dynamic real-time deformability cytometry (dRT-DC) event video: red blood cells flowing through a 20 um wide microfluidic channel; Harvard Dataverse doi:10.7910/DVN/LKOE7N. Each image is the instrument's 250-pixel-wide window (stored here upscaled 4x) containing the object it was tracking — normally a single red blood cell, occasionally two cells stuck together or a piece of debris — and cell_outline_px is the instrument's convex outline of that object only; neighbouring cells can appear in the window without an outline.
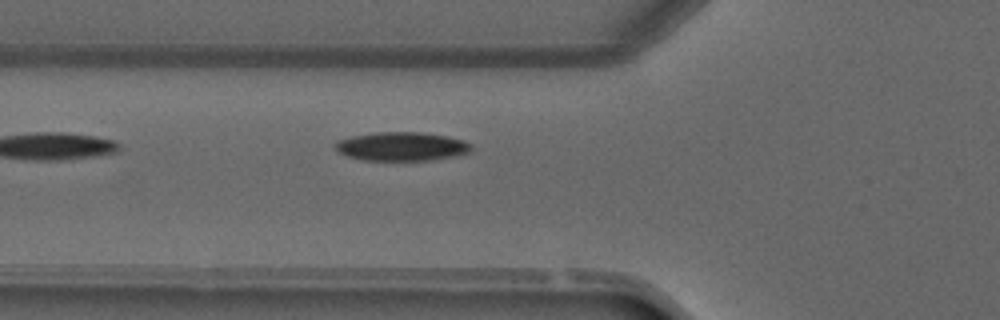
{"species": "common noctule bat (a hibernating species)", "species_latin": "Nyctalus noctula", "temperature_condition": "warm", "stored_images_in_passage": 5, "camera_frame_rate_fps": 3000, "um_per_image_px": 0.085, "animal": {"sex": "male", "forearm_length_mm": 52.5}, "frame": {"image": 1, "passage_image": 5, "time_ms": 4.667, "image_size_px": [1000, 320], "cell_outline_px": [[472, 148], [468, 152], [456, 156], [428, 160], [364, 160], [348, 156], [340, 152], [336, 148], [336, 144], [340, 140], [352, 136], [376, 132], [420, 132], [448, 136], [464, 140], [472, 144]], "centroid_in_image_um": [34.2, 12.44], "position_along_channel_um": 91.6, "area_um2": 22.6}}